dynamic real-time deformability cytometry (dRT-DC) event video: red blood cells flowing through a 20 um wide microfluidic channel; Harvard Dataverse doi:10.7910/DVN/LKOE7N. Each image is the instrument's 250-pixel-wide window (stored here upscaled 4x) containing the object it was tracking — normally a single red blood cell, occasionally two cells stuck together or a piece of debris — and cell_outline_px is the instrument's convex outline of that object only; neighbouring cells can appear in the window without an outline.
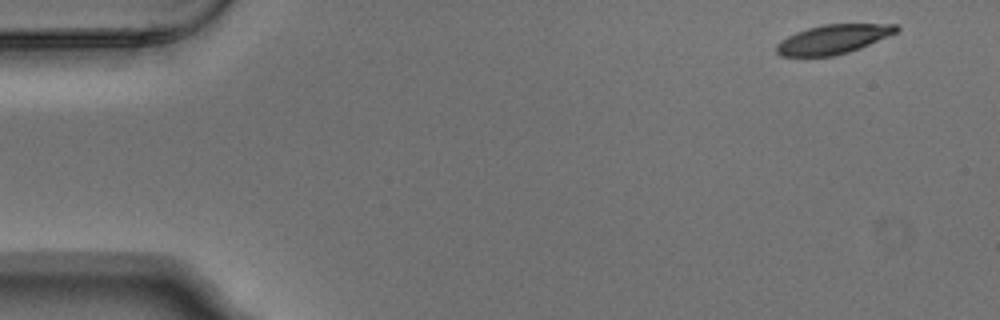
{"species": "Egyptian fruit bat (a non-hibernating species)", "species_latin": "Rousettus aegyptiacus", "temperature_condition": "warm", "stored_images_in_passage": 5, "segment_of_instrument_passage": [1, 2], "camera_frame_rate_fps": 3000, "um_per_image_px": 0.085, "animal": {"sex": "male"}, "frame": {"image": 1, "passage_image": 1, "time_ms": 0.0, "image_size_px": [1000, 320], "cell_outline_px": [[900, 28], [896, 32], [888, 36], [860, 48], [848, 52], [832, 56], [780, 56], [776, 52], [776, 44], [780, 40], [796, 32], [808, 28], [824, 24], [896, 24]], "centroid_in_image_um": [70.79, 3.33], "position_along_channel_um": 14.2, "area_um2": 20.29}}
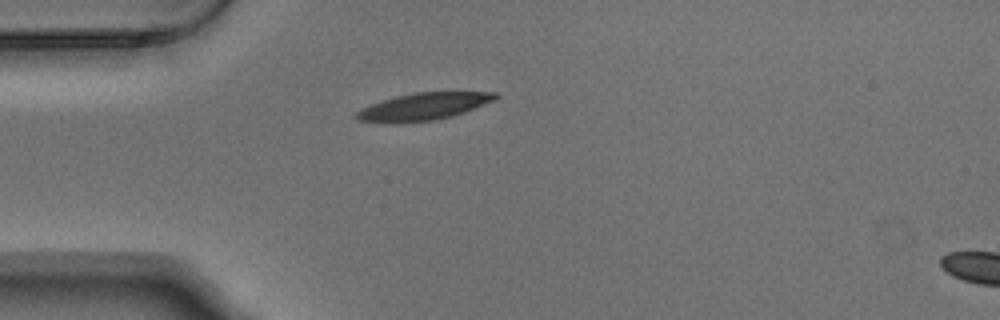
{"frame": {"image": 2, "passage_image": 4, "time_ms": 1.0, "image_size_px": [1000, 320], "cell_outline_px": [[500, 96], [496, 100], [464, 112], [452, 116], [436, 120], [396, 124], [388, 124], [356, 120], [352, 116], [356, 112], [372, 104], [396, 96], [416, 92], [496, 92]], "centroid_in_image_um": [35.98, 9.08], "position_along_channel_um": 49.0, "area_um2": 22.31}}